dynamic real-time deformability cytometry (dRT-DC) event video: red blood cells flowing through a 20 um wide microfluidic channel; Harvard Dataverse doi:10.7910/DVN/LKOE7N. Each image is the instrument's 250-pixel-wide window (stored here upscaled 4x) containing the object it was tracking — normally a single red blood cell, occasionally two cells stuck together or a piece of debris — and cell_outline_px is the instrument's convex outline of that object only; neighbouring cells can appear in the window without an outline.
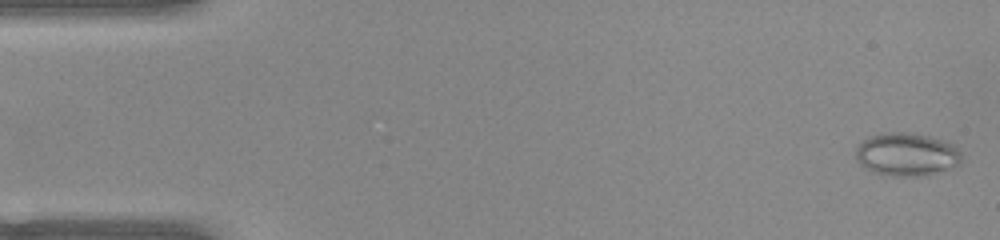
{"species": "common noctule bat (a hibernating species)", "species_latin": "Nyctalus noctula", "temperature_condition": "warm", "stored_images_in_passage": 51, "camera_frame_rate_fps": 3000, "um_per_image_px": 0.085, "animal": {"sex": "female", "body_mass_g": 22.0, "forearm_length_mm": 56.7}, "frame": {"image": 1, "passage_image": 1, "time_ms": 0.0, "image_size_px": [1000, 240], "cell_outline_px": [[960, 160], [956, 164], [924, 176], [892, 176], [872, 172], [864, 168], [856, 160], [856, 144], [868, 136], [880, 132], [912, 132], [928, 136], [952, 144], [960, 152]], "centroid_in_image_um": [76.95, 13.1], "position_along_channel_um": 8.1, "area_um2": 26.53}}
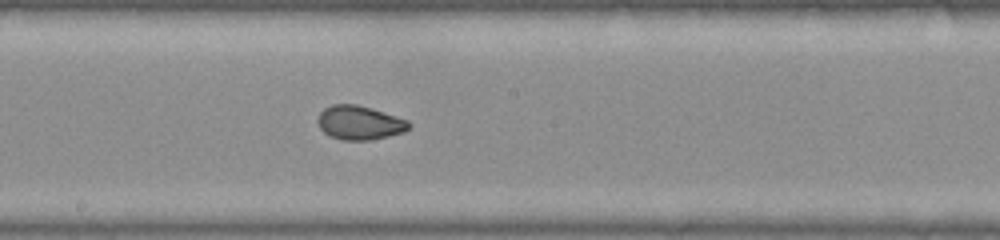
{"frame": {"image": 2, "passage_image": 27, "time_ms": 8.667, "image_size_px": [1000, 240], "cell_outline_px": [[412, 124], [404, 132], [388, 136], [368, 140], [340, 140], [324, 132], [320, 128], [316, 120], [320, 112], [324, 108], [332, 104], [356, 104], [372, 108], [408, 120]], "centroid_in_image_um": [30.55, 10.42], "position_along_channel_um": 217.6, "area_um2": 18.09}}
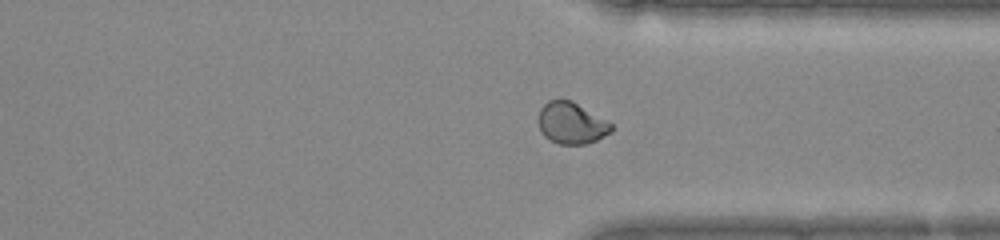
{"frame": {"image": 3, "passage_image": 38, "time_ms": 12.333, "image_size_px": [1000, 240], "cell_outline_px": [[612, 132], [596, 140], [584, 144], [560, 144], [548, 140], [540, 132], [536, 120], [540, 108], [548, 100], [572, 100], [608, 120], [612, 124]], "centroid_in_image_um": [48.54, 10.46], "position_along_channel_um": 362.9, "area_um2": 18.03}, "authors_computed_cell_mechanics": {"area_um2": 19.3052, "velocity_mm_per_s": 3.9653, "shape_relaxation_time_tau1_ms": null, "shape_relaxation_time_tau2_ms": 1.1055, "deformation_change_tau1": null, "deformation_change_tau2": 0.0489}}